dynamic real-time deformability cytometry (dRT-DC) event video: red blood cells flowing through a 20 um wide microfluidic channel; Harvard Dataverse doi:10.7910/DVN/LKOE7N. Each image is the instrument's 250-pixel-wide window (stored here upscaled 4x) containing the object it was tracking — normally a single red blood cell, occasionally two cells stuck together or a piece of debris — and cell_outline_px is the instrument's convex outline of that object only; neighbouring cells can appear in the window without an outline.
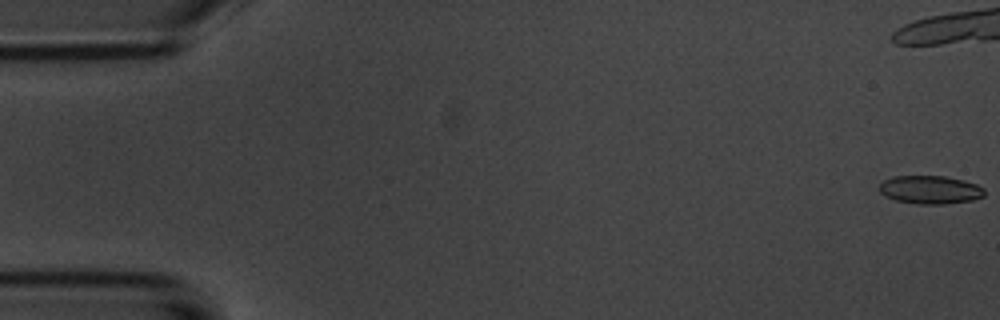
{"species": "common noctule bat (a hibernating species)", "species_latin": "Nyctalus noctula", "temperature_condition": "room temperature", "stored_images_in_passage": 45, "camera_frame_rate_fps": 3000, "um_per_image_px": 0.085, "animal": {"sex": "male", "body_mass_g": 20.1, "forearm_length_mm": 53.5}, "frame": {"image": 1, "passage_image": 1, "time_ms": 0.0, "image_size_px": [1000, 320], "cell_outline_px": [[984, 196], [972, 200], [944, 204], [916, 204], [896, 200], [884, 196], [880, 192], [880, 184], [884, 180], [892, 176], [944, 176], [964, 180], [976, 184], [984, 188]], "centroid_in_image_um": [79.06, 16.13], "position_along_channel_um": 5.9, "area_um2": 17.34}}